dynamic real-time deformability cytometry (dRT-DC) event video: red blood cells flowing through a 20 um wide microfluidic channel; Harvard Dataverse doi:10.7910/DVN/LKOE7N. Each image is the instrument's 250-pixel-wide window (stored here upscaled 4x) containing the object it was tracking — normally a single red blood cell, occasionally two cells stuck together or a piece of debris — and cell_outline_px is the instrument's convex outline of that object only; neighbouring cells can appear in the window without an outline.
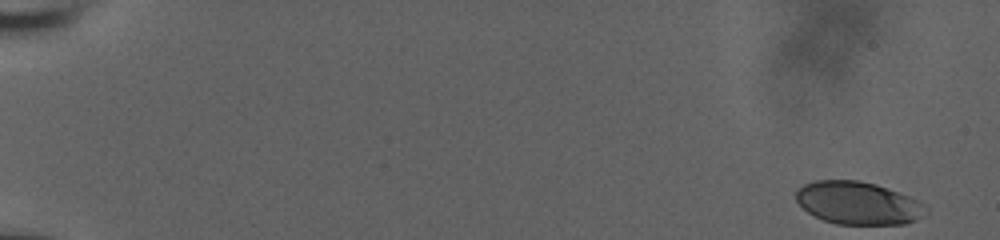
{"species": "human", "species_latin": "Homo sapiens", "temperature_condition": "room temperature", "stored_images_in_passage": 51, "camera_frame_rate_fps": 3000, "um_per_image_px": 0.085, "donor": {"sex": "male"}, "frame": {"image": 1, "passage_image": 1, "time_ms": 0.0, "image_size_px": [1000, 240], "cell_outline_px": [[928, 212], [916, 220], [904, 224], [836, 224], [824, 220], [808, 212], [796, 200], [796, 192], [804, 184], [816, 180], [856, 180], [876, 184], [908, 196], [916, 200], [928, 208]], "centroid_in_image_um": [72.94, 17.26], "position_along_channel_um": 12.1, "area_um2": 32.08}}
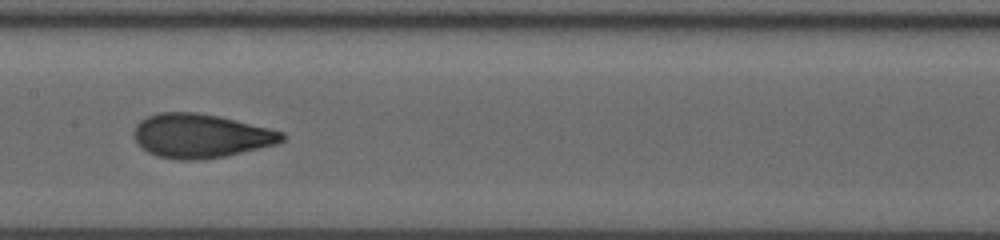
{"frame": {"image": 2, "passage_image": 29, "time_ms": 9.333, "image_size_px": [1000, 240], "cell_outline_px": [[284, 140], [276, 144], [224, 156], [200, 160], [180, 160], [156, 156], [148, 152], [136, 140], [132, 132], [136, 124], [140, 120], [148, 116], [160, 112], [196, 112], [220, 116], [284, 132]], "centroid_in_image_um": [17.04, 11.54], "position_along_channel_um": 190.4, "area_um2": 37.8}}
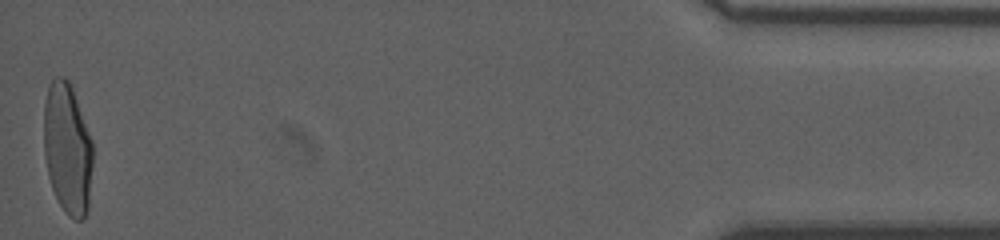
{"frame": {"image": 3, "passage_image": 51, "time_ms": 16.667, "image_size_px": [1000, 240], "cell_outline_px": [[92, 164], [88, 208], [84, 216], [80, 220], [76, 220], [68, 216], [64, 212], [52, 188], [48, 176], [44, 156], [44, 104], [48, 88], [52, 80], [56, 76], [64, 76], [68, 80], [72, 88], [92, 140]], "centroid_in_image_um": [5.72, 12.64], "position_along_channel_um": 429.5, "area_um2": 37.34}, "authors_computed_cell_mechanics": {"area_um2": 36.414, "velocity_mm_per_s": 3.8792, "shape_relaxation_time_tau1_ms": 5.9067, "shape_relaxation_time_tau2_ms": 0.7996, "deformation_change_tau1": 0.2354, "deformation_change_tau2": 0.0616}}